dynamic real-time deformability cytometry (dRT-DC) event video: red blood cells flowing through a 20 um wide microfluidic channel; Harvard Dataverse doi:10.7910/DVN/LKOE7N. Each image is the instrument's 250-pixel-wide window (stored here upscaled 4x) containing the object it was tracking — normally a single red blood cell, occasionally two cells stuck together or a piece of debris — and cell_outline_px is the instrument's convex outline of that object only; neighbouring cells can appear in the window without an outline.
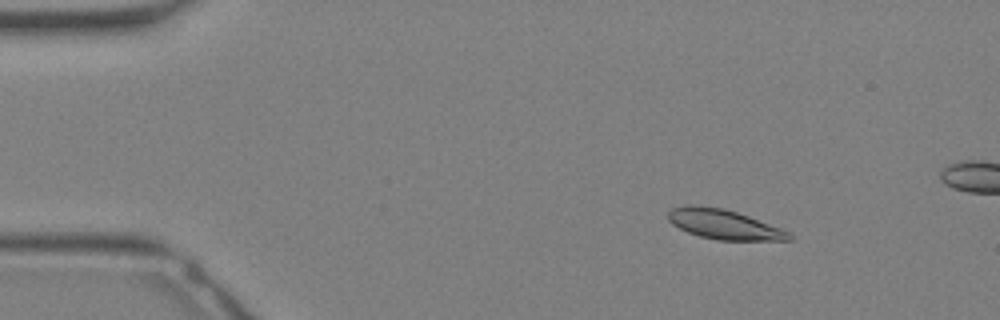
{"species": "Egyptian fruit bat (a non-hibernating species)", "species_latin": "Rousettus aegyptiacus", "temperature_condition": "warm", "stored_images_in_passage": 7, "camera_frame_rate_fps": 3000, "um_per_image_px": 0.085, "animal": {"sex": "female"}, "frame": {"image": 1, "passage_image": 1, "time_ms": 0.0, "image_size_px": [1000, 320], "cell_outline_px": [[792, 240], [716, 240], [700, 236], [688, 232], [672, 224], [668, 220], [668, 212], [672, 208], [688, 204], [692, 204], [724, 208], [748, 216], [780, 228], [788, 232], [792, 236]], "centroid_in_image_um": [61.49, 19.06], "position_along_channel_um": 23.5, "area_um2": 20.81}}